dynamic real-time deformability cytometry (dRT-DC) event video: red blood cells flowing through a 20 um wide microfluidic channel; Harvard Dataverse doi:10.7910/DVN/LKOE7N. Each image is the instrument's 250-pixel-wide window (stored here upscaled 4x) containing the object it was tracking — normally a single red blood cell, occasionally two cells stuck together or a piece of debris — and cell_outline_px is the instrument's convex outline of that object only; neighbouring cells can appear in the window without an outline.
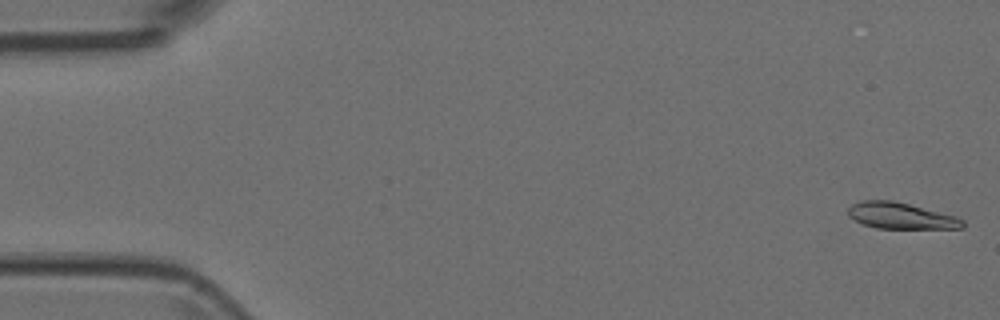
{"species": "Egyptian fruit bat (a non-hibernating species)", "species_latin": "Rousettus aegyptiacus", "temperature_condition": "room temperature", "stored_images_in_passage": 5, "camera_frame_rate_fps": 3000, "um_per_image_px": 0.085, "animal": {"sex": "female"}, "frame": {"image": 1, "passage_image": 1, "time_ms": 0.0, "image_size_px": [1000, 320], "cell_outline_px": [[964, 228], [876, 228], [864, 224], [848, 216], [848, 208], [852, 204], [860, 200], [892, 200], [956, 216], [964, 220]], "centroid_in_image_um": [76.56, 18.33], "position_along_channel_um": 8.4, "area_um2": 17.34}}
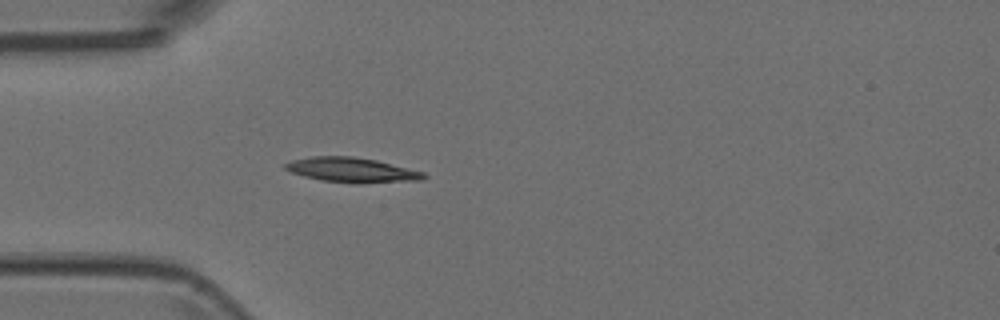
{"frame": {"image": 2, "passage_image": 5, "time_ms": 1.333, "image_size_px": [1000, 320], "cell_outline_px": [[428, 176], [420, 180], [360, 184], [356, 184], [320, 180], [304, 176], [292, 172], [284, 168], [284, 164], [292, 160], [312, 156], [352, 156], [376, 160], [424, 172]], "centroid_in_image_um": [29.91, 14.46], "position_along_channel_um": 55.1, "area_um2": 20.06}}